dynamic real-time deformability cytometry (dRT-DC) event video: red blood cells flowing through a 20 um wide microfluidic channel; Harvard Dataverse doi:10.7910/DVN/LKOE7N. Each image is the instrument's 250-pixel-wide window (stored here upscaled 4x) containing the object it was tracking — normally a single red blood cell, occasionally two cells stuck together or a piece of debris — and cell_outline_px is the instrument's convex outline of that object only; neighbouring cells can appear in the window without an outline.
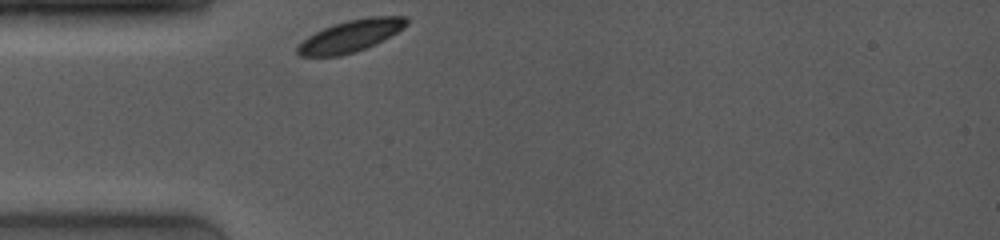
{"species": "common noctule bat (a hibernating species)", "species_latin": "Nyctalus noctula", "temperature_condition": "room temperature", "stored_images_in_passage": 51, "camera_frame_rate_fps": 4000, "um_per_image_px": 0.085, "animal": {"sex": "female", "body_mass_g": 19.0, "forearm_length_mm": 53.3}, "frame": {"image": 1, "passage_image": 1, "time_ms": 0.0, "image_size_px": [1000, 240], "cell_outline_px": [[408, 24], [396, 32], [356, 52], [340, 56], [300, 56], [296, 52], [296, 48], [308, 36], [324, 28], [348, 20], [372, 16], [408, 16]], "centroid_in_image_um": [29.79, 3.05], "position_along_channel_um": 55.2, "area_um2": 19.77}}
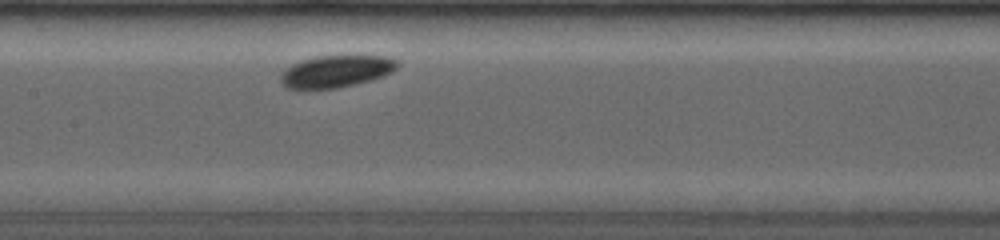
{"frame": {"image": 2, "passage_image": 25, "time_ms": 3.5, "image_size_px": [1000, 240], "cell_outline_px": [[400, 64], [392, 72], [384, 76], [336, 88], [296, 92], [288, 88], [280, 80], [280, 76], [292, 64], [316, 56], [384, 56], [396, 60]], "centroid_in_image_um": [28.52, 6.1], "position_along_channel_um": 178.9, "area_um2": 21.91}}
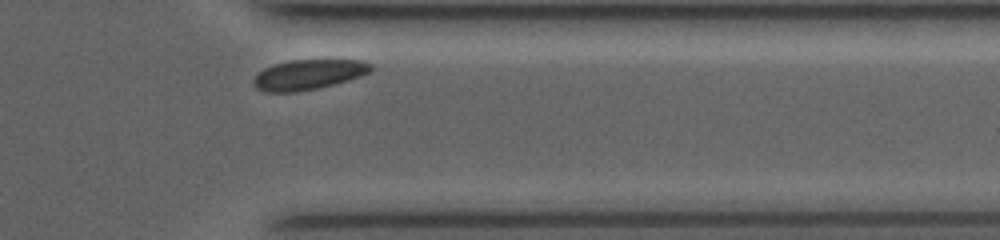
{"frame": {"image": 3, "passage_image": 49, "time_ms": 9.0, "image_size_px": [1000, 240], "cell_outline_px": [[372, 72], [348, 80], [316, 88], [296, 92], [264, 92], [256, 88], [252, 80], [264, 68], [276, 64], [292, 60], [364, 60], [372, 64]], "centroid_in_image_um": [26.24, 6.34], "position_along_channel_um": 385.2, "area_um2": 20.4}}